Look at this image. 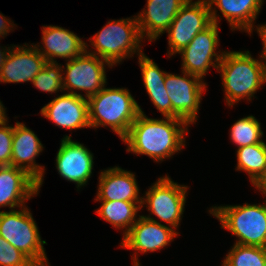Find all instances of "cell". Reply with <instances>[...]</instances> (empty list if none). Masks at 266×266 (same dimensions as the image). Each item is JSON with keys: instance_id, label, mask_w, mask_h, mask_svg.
<instances>
[{"instance_id": "6da1fadb", "label": "cell", "mask_w": 266, "mask_h": 266, "mask_svg": "<svg viewBox=\"0 0 266 266\" xmlns=\"http://www.w3.org/2000/svg\"><path fill=\"white\" fill-rule=\"evenodd\" d=\"M187 126L180 118L152 119L141 110L122 141L128 145L127 152L147 155L158 162L185 146Z\"/></svg>"}, {"instance_id": "7a4b0ae2", "label": "cell", "mask_w": 266, "mask_h": 266, "mask_svg": "<svg viewBox=\"0 0 266 266\" xmlns=\"http://www.w3.org/2000/svg\"><path fill=\"white\" fill-rule=\"evenodd\" d=\"M217 70L221 73L228 106L243 98L250 101L266 82V62L252 58L249 51H224Z\"/></svg>"}, {"instance_id": "3957f363", "label": "cell", "mask_w": 266, "mask_h": 266, "mask_svg": "<svg viewBox=\"0 0 266 266\" xmlns=\"http://www.w3.org/2000/svg\"><path fill=\"white\" fill-rule=\"evenodd\" d=\"M141 108L126 88H103L88 98L90 127L109 126L123 139Z\"/></svg>"}, {"instance_id": "277c9868", "label": "cell", "mask_w": 266, "mask_h": 266, "mask_svg": "<svg viewBox=\"0 0 266 266\" xmlns=\"http://www.w3.org/2000/svg\"><path fill=\"white\" fill-rule=\"evenodd\" d=\"M143 41L139 30L137 18H127L120 20H111L102 30L93 35L90 43L95 47V52L87 51L90 54L101 57L111 63L117 64L136 54L143 53L140 43Z\"/></svg>"}, {"instance_id": "5b68a950", "label": "cell", "mask_w": 266, "mask_h": 266, "mask_svg": "<svg viewBox=\"0 0 266 266\" xmlns=\"http://www.w3.org/2000/svg\"><path fill=\"white\" fill-rule=\"evenodd\" d=\"M209 213L221 222V228L238 237L235 244L266 248V203L214 206Z\"/></svg>"}, {"instance_id": "8992f818", "label": "cell", "mask_w": 266, "mask_h": 266, "mask_svg": "<svg viewBox=\"0 0 266 266\" xmlns=\"http://www.w3.org/2000/svg\"><path fill=\"white\" fill-rule=\"evenodd\" d=\"M0 236L26 255L36 266H49L38 227L30 210L0 211Z\"/></svg>"}, {"instance_id": "52a82bcc", "label": "cell", "mask_w": 266, "mask_h": 266, "mask_svg": "<svg viewBox=\"0 0 266 266\" xmlns=\"http://www.w3.org/2000/svg\"><path fill=\"white\" fill-rule=\"evenodd\" d=\"M87 47L88 45L86 44V51L82 55L67 60L63 88L64 91H71L67 93L78 94L79 96L82 95L75 92L74 89L85 90L86 98H89L105 87L107 80L105 66L112 67L113 65L96 55L88 53Z\"/></svg>"}, {"instance_id": "ba28073f", "label": "cell", "mask_w": 266, "mask_h": 266, "mask_svg": "<svg viewBox=\"0 0 266 266\" xmlns=\"http://www.w3.org/2000/svg\"><path fill=\"white\" fill-rule=\"evenodd\" d=\"M187 186L178 185L169 176L161 177L149 188L142 199L151 214L157 216L161 221L177 228L184 212L186 202Z\"/></svg>"}, {"instance_id": "9c48e42d", "label": "cell", "mask_w": 266, "mask_h": 266, "mask_svg": "<svg viewBox=\"0 0 266 266\" xmlns=\"http://www.w3.org/2000/svg\"><path fill=\"white\" fill-rule=\"evenodd\" d=\"M207 0H188L178 11L168 33L169 51L172 56L184 49L194 37L212 24Z\"/></svg>"}, {"instance_id": "30bf717a", "label": "cell", "mask_w": 266, "mask_h": 266, "mask_svg": "<svg viewBox=\"0 0 266 266\" xmlns=\"http://www.w3.org/2000/svg\"><path fill=\"white\" fill-rule=\"evenodd\" d=\"M182 73V77L166 73L165 88L172 105V118H180L190 125L197 119L202 92L207 85L197 76Z\"/></svg>"}, {"instance_id": "8fae6325", "label": "cell", "mask_w": 266, "mask_h": 266, "mask_svg": "<svg viewBox=\"0 0 266 266\" xmlns=\"http://www.w3.org/2000/svg\"><path fill=\"white\" fill-rule=\"evenodd\" d=\"M218 24L212 23L199 32L194 39L180 52L182 55V71L199 77L203 80L205 74L212 66L217 69L224 52L219 55L215 52L219 46ZM213 57H215L213 59ZM214 60V62H213Z\"/></svg>"}, {"instance_id": "7c38bea8", "label": "cell", "mask_w": 266, "mask_h": 266, "mask_svg": "<svg viewBox=\"0 0 266 266\" xmlns=\"http://www.w3.org/2000/svg\"><path fill=\"white\" fill-rule=\"evenodd\" d=\"M178 234L172 227L163 225L150 216H139L130 231L123 237L120 246L135 252H154L169 245Z\"/></svg>"}, {"instance_id": "4fadbf2b", "label": "cell", "mask_w": 266, "mask_h": 266, "mask_svg": "<svg viewBox=\"0 0 266 266\" xmlns=\"http://www.w3.org/2000/svg\"><path fill=\"white\" fill-rule=\"evenodd\" d=\"M56 165L61 177L75 182L77 188L85 186L93 169V154L83 145L72 141L71 136L61 140Z\"/></svg>"}, {"instance_id": "5bb4252c", "label": "cell", "mask_w": 266, "mask_h": 266, "mask_svg": "<svg viewBox=\"0 0 266 266\" xmlns=\"http://www.w3.org/2000/svg\"><path fill=\"white\" fill-rule=\"evenodd\" d=\"M26 46V47H25ZM12 45L0 66V82L21 83L34 79L47 63L34 45ZM16 47V48H15Z\"/></svg>"}, {"instance_id": "9a60e30c", "label": "cell", "mask_w": 266, "mask_h": 266, "mask_svg": "<svg viewBox=\"0 0 266 266\" xmlns=\"http://www.w3.org/2000/svg\"><path fill=\"white\" fill-rule=\"evenodd\" d=\"M40 113L58 127L70 130L90 127L88 99L78 94H62L45 105Z\"/></svg>"}, {"instance_id": "2e32d148", "label": "cell", "mask_w": 266, "mask_h": 266, "mask_svg": "<svg viewBox=\"0 0 266 266\" xmlns=\"http://www.w3.org/2000/svg\"><path fill=\"white\" fill-rule=\"evenodd\" d=\"M11 165L25 170L37 181V190L43 184L45 168L35 163L43 145L36 134L24 123L16 122L13 132Z\"/></svg>"}, {"instance_id": "e0dca14e", "label": "cell", "mask_w": 266, "mask_h": 266, "mask_svg": "<svg viewBox=\"0 0 266 266\" xmlns=\"http://www.w3.org/2000/svg\"><path fill=\"white\" fill-rule=\"evenodd\" d=\"M37 194V181L25 170L0 166V207L22 208L26 200Z\"/></svg>"}, {"instance_id": "ac0fdd59", "label": "cell", "mask_w": 266, "mask_h": 266, "mask_svg": "<svg viewBox=\"0 0 266 266\" xmlns=\"http://www.w3.org/2000/svg\"><path fill=\"white\" fill-rule=\"evenodd\" d=\"M188 0H147V9L139 13L137 23L142 38L149 41L158 37L169 29L178 11Z\"/></svg>"}, {"instance_id": "d6986e66", "label": "cell", "mask_w": 266, "mask_h": 266, "mask_svg": "<svg viewBox=\"0 0 266 266\" xmlns=\"http://www.w3.org/2000/svg\"><path fill=\"white\" fill-rule=\"evenodd\" d=\"M139 191L135 175L115 166L100 173L95 200L142 202Z\"/></svg>"}, {"instance_id": "ffe728a7", "label": "cell", "mask_w": 266, "mask_h": 266, "mask_svg": "<svg viewBox=\"0 0 266 266\" xmlns=\"http://www.w3.org/2000/svg\"><path fill=\"white\" fill-rule=\"evenodd\" d=\"M42 35L44 49H39V45L36 44L34 46L47 62H56V57L71 60L86 51V43L76 34L62 27L44 26Z\"/></svg>"}, {"instance_id": "44dd1931", "label": "cell", "mask_w": 266, "mask_h": 266, "mask_svg": "<svg viewBox=\"0 0 266 266\" xmlns=\"http://www.w3.org/2000/svg\"><path fill=\"white\" fill-rule=\"evenodd\" d=\"M207 2L213 23H219L217 10L212 9L214 4L229 22L231 30H244L249 34L254 30L253 22L263 4V0H207Z\"/></svg>"}, {"instance_id": "7402d4cb", "label": "cell", "mask_w": 266, "mask_h": 266, "mask_svg": "<svg viewBox=\"0 0 266 266\" xmlns=\"http://www.w3.org/2000/svg\"><path fill=\"white\" fill-rule=\"evenodd\" d=\"M143 82L151 102L165 117L172 118V105L165 88V71H161L157 64L144 53L139 55Z\"/></svg>"}, {"instance_id": "603a6c76", "label": "cell", "mask_w": 266, "mask_h": 266, "mask_svg": "<svg viewBox=\"0 0 266 266\" xmlns=\"http://www.w3.org/2000/svg\"><path fill=\"white\" fill-rule=\"evenodd\" d=\"M102 205L96 213L117 229H124L123 237L130 231L138 220L137 212L142 209V202L101 201ZM137 204V205H136ZM140 204V205H139Z\"/></svg>"}, {"instance_id": "cb8c5ba5", "label": "cell", "mask_w": 266, "mask_h": 266, "mask_svg": "<svg viewBox=\"0 0 266 266\" xmlns=\"http://www.w3.org/2000/svg\"><path fill=\"white\" fill-rule=\"evenodd\" d=\"M237 168L248 173L251 183L255 185L266 170V143H256L237 149Z\"/></svg>"}, {"instance_id": "d4e9b609", "label": "cell", "mask_w": 266, "mask_h": 266, "mask_svg": "<svg viewBox=\"0 0 266 266\" xmlns=\"http://www.w3.org/2000/svg\"><path fill=\"white\" fill-rule=\"evenodd\" d=\"M223 263L226 266H266V248L234 244Z\"/></svg>"}, {"instance_id": "484cf974", "label": "cell", "mask_w": 266, "mask_h": 266, "mask_svg": "<svg viewBox=\"0 0 266 266\" xmlns=\"http://www.w3.org/2000/svg\"><path fill=\"white\" fill-rule=\"evenodd\" d=\"M260 124L252 115L239 119L230 130L232 141L238 145V148L261 143L263 131Z\"/></svg>"}, {"instance_id": "4316f807", "label": "cell", "mask_w": 266, "mask_h": 266, "mask_svg": "<svg viewBox=\"0 0 266 266\" xmlns=\"http://www.w3.org/2000/svg\"><path fill=\"white\" fill-rule=\"evenodd\" d=\"M64 67L57 62H47L43 69L32 80L33 85L43 91L56 93L63 88V72Z\"/></svg>"}, {"instance_id": "83f0119b", "label": "cell", "mask_w": 266, "mask_h": 266, "mask_svg": "<svg viewBox=\"0 0 266 266\" xmlns=\"http://www.w3.org/2000/svg\"><path fill=\"white\" fill-rule=\"evenodd\" d=\"M0 266H36L26 255L0 236Z\"/></svg>"}, {"instance_id": "f1b7e54d", "label": "cell", "mask_w": 266, "mask_h": 266, "mask_svg": "<svg viewBox=\"0 0 266 266\" xmlns=\"http://www.w3.org/2000/svg\"><path fill=\"white\" fill-rule=\"evenodd\" d=\"M14 127L0 123V166L11 165Z\"/></svg>"}, {"instance_id": "f546056e", "label": "cell", "mask_w": 266, "mask_h": 266, "mask_svg": "<svg viewBox=\"0 0 266 266\" xmlns=\"http://www.w3.org/2000/svg\"><path fill=\"white\" fill-rule=\"evenodd\" d=\"M11 26L14 27L15 25L11 23V20L0 14V39L1 36L4 37L12 30L13 27Z\"/></svg>"}, {"instance_id": "4dcf8cb0", "label": "cell", "mask_w": 266, "mask_h": 266, "mask_svg": "<svg viewBox=\"0 0 266 266\" xmlns=\"http://www.w3.org/2000/svg\"><path fill=\"white\" fill-rule=\"evenodd\" d=\"M256 29L263 42V51L261 53L260 58H262L263 60H266V24L259 25L256 27Z\"/></svg>"}, {"instance_id": "1f68e13d", "label": "cell", "mask_w": 266, "mask_h": 266, "mask_svg": "<svg viewBox=\"0 0 266 266\" xmlns=\"http://www.w3.org/2000/svg\"><path fill=\"white\" fill-rule=\"evenodd\" d=\"M254 186L266 196V170L263 176Z\"/></svg>"}, {"instance_id": "d6a6232c", "label": "cell", "mask_w": 266, "mask_h": 266, "mask_svg": "<svg viewBox=\"0 0 266 266\" xmlns=\"http://www.w3.org/2000/svg\"><path fill=\"white\" fill-rule=\"evenodd\" d=\"M6 109L4 108V105L0 101V123L7 122L8 118L6 117Z\"/></svg>"}, {"instance_id": "836d02e7", "label": "cell", "mask_w": 266, "mask_h": 266, "mask_svg": "<svg viewBox=\"0 0 266 266\" xmlns=\"http://www.w3.org/2000/svg\"><path fill=\"white\" fill-rule=\"evenodd\" d=\"M9 49H10V47H8L7 50L4 48L3 51L0 49V66H1V65L3 64V62L5 61V58H6L7 54H8V52H9Z\"/></svg>"}, {"instance_id": "e575fe53", "label": "cell", "mask_w": 266, "mask_h": 266, "mask_svg": "<svg viewBox=\"0 0 266 266\" xmlns=\"http://www.w3.org/2000/svg\"><path fill=\"white\" fill-rule=\"evenodd\" d=\"M137 253L134 255L133 259V266H140L139 261L137 259Z\"/></svg>"}]
</instances>
